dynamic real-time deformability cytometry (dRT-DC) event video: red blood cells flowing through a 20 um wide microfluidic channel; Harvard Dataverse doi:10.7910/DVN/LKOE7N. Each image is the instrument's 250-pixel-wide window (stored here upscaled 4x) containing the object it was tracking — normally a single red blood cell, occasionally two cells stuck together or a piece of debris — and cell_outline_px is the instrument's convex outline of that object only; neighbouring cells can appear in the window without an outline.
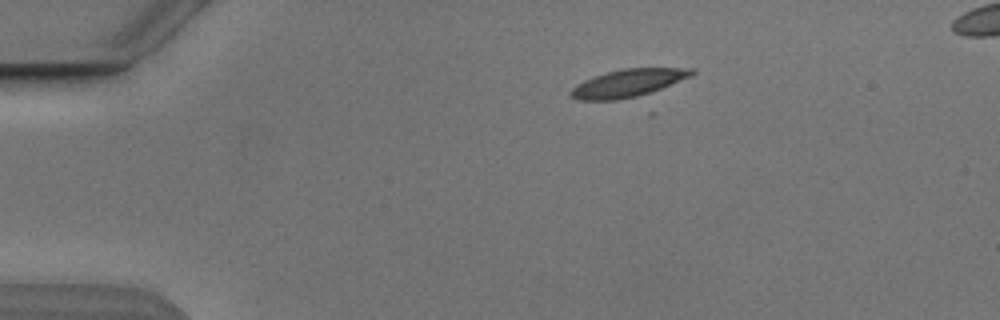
{"species": "Egyptian fruit bat (a non-hibernating species)", "species_latin": "Rousettus aegyptiacus", "temperature_condition": "cold", "stored_images_in_passage": 4, "camera_frame_rate_fps": 3000, "um_per_image_px": 0.085, "animal": {"sex": "male"}, "frame": {"image": 1, "passage_image": 1, "time_ms": 0.0, "image_size_px": [1000, 320], "cell_outline_px": [[696, 72], [692, 76], [660, 88], [636, 96], [616, 100], [580, 100], [572, 96], [568, 92], [576, 84], [592, 76], [620, 68], [696, 68]], "centroid_in_image_um": [53.36, 7.04], "position_along_channel_um": 31.6, "area_um2": 19.36}}
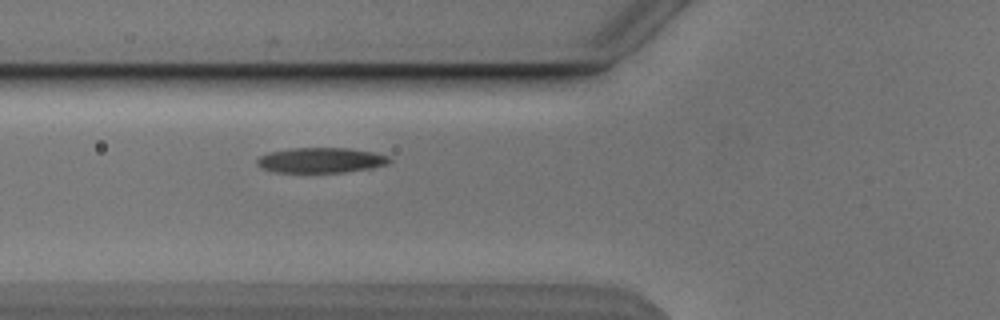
{"frame": {"image": 2, "passage_image": 4, "time_ms": 3.333, "image_size_px": [1000, 320], "cell_outline_px": [[392, 160], [388, 164], [372, 168], [344, 172], [272, 172], [260, 168], [256, 164], [256, 160], [260, 156], [268, 152], [288, 148], [348, 148], [372, 152], [388, 156]], "centroid_in_image_um": [27.23, 13.62], "position_along_channel_um": 98.6, "area_um2": 19.59}}